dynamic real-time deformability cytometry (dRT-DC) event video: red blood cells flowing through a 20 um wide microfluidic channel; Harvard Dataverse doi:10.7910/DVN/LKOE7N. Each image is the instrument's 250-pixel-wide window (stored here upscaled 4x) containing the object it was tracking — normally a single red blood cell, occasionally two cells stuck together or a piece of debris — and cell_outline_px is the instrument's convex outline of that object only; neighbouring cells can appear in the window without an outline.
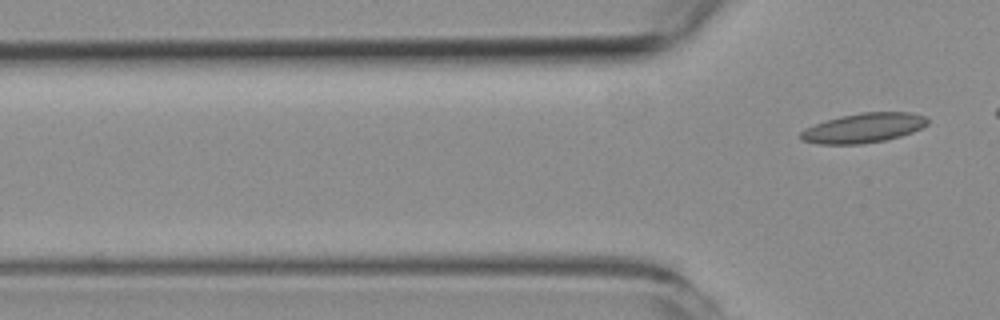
{"species": "common noctule bat (a hibernating species)", "species_latin": "Nyctalus noctula", "temperature_condition": "room temperature", "stored_images_in_passage": 4, "segment_of_instrument_passage": [2, 2], "camera_frame_rate_fps": 3000, "um_per_image_px": 0.085, "animal": {"sex": "female", "body_mass_g": 19.3, "forearm_length_mm": 54.1}, "frame": {"image": 1, "passage_image": 4, "time_ms": 4.667, "image_size_px": [1000, 320], "cell_outline_px": [[928, 124], [912, 132], [900, 136], [884, 140], [864, 144], [816, 144], [800, 140], [800, 132], [804, 128], [840, 116], [860, 112], [908, 112], [924, 116], [928, 120]], "centroid_in_image_um": [73.36, 10.88], "position_along_channel_um": 52.4, "area_um2": 21.85}}